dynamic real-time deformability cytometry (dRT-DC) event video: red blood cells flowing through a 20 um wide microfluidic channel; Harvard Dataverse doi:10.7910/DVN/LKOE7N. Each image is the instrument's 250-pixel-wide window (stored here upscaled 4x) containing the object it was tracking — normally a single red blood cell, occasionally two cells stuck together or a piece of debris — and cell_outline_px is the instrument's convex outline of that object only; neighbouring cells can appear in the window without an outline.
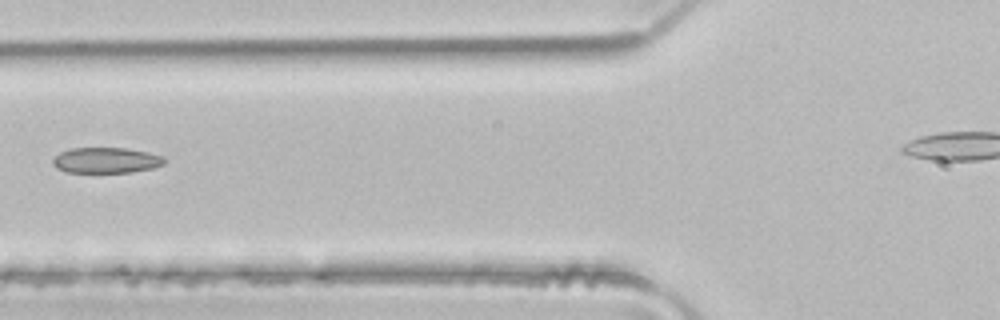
{"species": "common noctule bat (a hibernating species)", "species_latin": "Nyctalus noctula", "temperature_condition": "room temperature", "stored_images_in_passage": 2, "camera_frame_rate_fps": 3000, "um_per_image_px": 0.085, "animal": {"sex": "male", "body_mass_g": 21.5, "forearm_length_mm": 52.0}, "frame": {"image": 1, "passage_image": 2, "time_ms": 0.333, "image_size_px": [1000, 320], "cell_outline_px": [[164, 164], [152, 168], [132, 172], [68, 172], [56, 168], [52, 164], [52, 160], [60, 152], [72, 148], [124, 148], [148, 152], [164, 156]], "centroid_in_image_um": [9.01, 13.62], "position_along_channel_um": 116.8, "area_um2": 16.59}}